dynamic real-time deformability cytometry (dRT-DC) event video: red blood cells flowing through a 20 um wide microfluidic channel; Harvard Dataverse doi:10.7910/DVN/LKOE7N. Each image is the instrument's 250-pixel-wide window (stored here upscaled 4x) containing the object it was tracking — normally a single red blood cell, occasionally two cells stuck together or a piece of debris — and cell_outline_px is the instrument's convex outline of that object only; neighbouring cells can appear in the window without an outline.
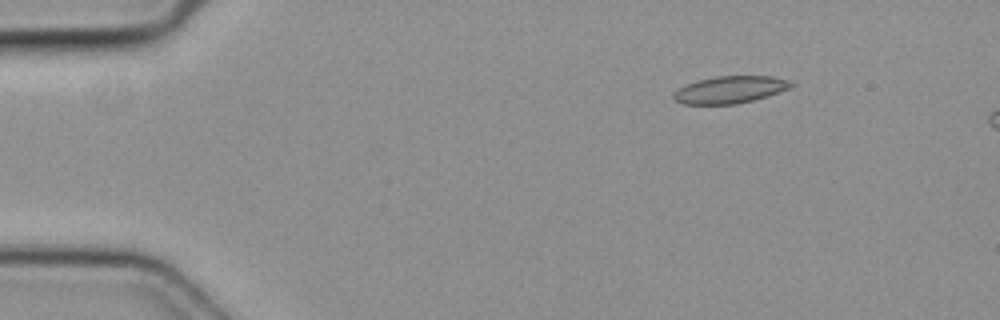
{"species": "common noctule bat (a hibernating species)", "species_latin": "Nyctalus noctula", "temperature_condition": "cold", "stored_images_in_passage": 3, "camera_frame_rate_fps": 3000, "um_per_image_px": 0.085, "animal": {"sex": "female", "body_mass_g": 19.3, "forearm_length_mm": 54.1}, "frame": {"image": 1, "passage_image": 1, "time_ms": 0.0, "image_size_px": [1000, 320], "cell_outline_px": [[796, 84], [792, 88], [768, 96], [736, 104], [684, 104], [676, 100], [672, 96], [672, 92], [696, 80], [716, 76], [772, 76], [796, 80]], "centroid_in_image_um": [62.15, 7.61], "position_along_channel_um": 22.8, "area_um2": 18.9}}